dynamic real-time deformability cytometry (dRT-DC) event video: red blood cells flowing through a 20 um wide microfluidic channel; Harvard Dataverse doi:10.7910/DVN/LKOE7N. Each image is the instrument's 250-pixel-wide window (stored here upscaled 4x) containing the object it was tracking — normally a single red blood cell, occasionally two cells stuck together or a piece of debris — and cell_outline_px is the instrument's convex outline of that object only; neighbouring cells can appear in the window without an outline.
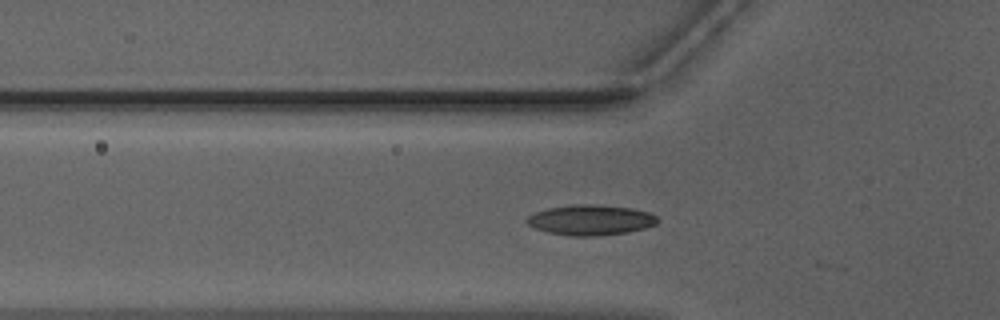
{"species": "Egyptian fruit bat (a non-hibernating species)", "species_latin": "Rousettus aegyptiacus", "temperature_condition": "warm", "stored_images_in_passage": 29, "camera_frame_rate_fps": 3000, "um_per_image_px": 0.085, "animal": {"sex": "male"}, "frame": {"image": 1, "passage_image": 12, "time_ms": 3.667, "image_size_px": [1000, 320], "cell_outline_px": [[660, 220], [656, 224], [644, 228], [628, 232], [600, 236], [568, 236], [548, 232], [536, 228], [528, 224], [524, 220], [528, 216], [536, 212], [548, 208], [576, 204], [592, 204], [632, 208], [648, 212], [656, 216]], "centroid_in_image_um": [50.21, 18.7], "position_along_channel_um": 75.6, "area_um2": 23.12}}
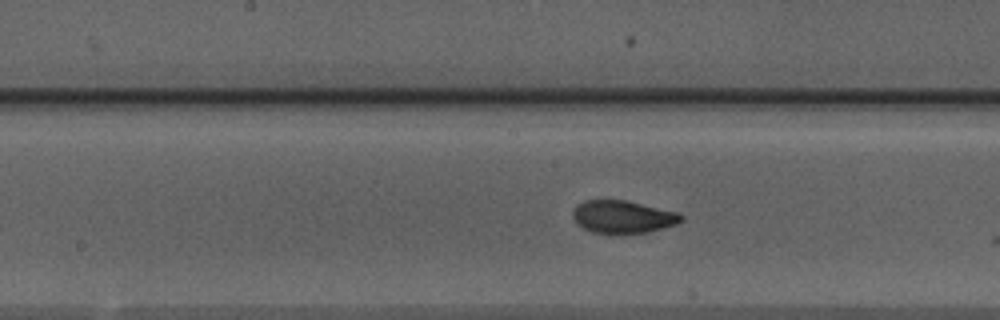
{"frame": {"image": 2, "passage_image": 21, "time_ms": 6.667, "image_size_px": [1000, 320], "cell_outline_px": [[684, 220], [676, 224], [648, 232], [620, 236], [612, 236], [592, 232], [576, 224], [572, 216], [572, 212], [576, 204], [584, 200], [624, 200], [676, 212], [684, 216]], "centroid_in_image_um": [52.89, 18.47], "position_along_channel_um": 195.3, "area_um2": 21.21}}
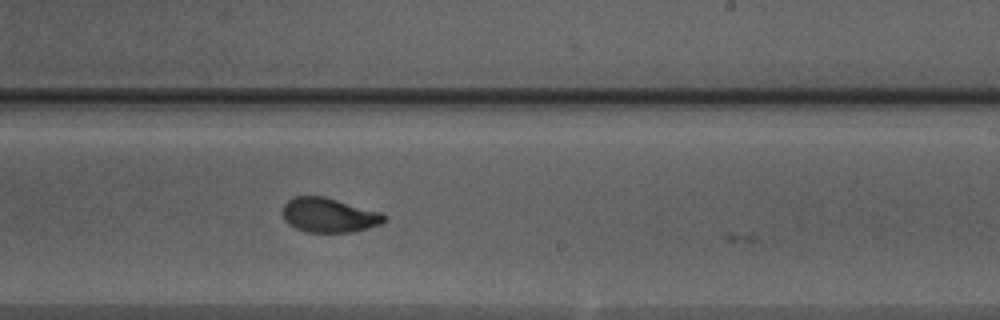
{"frame": {"image": 3, "passage_image": 26, "time_ms": 8.333, "image_size_px": [1000, 320], "cell_outline_px": [[388, 220], [380, 224], [368, 228], [352, 232], [308, 232], [296, 228], [288, 224], [284, 220], [284, 204], [292, 196], [324, 196], [380, 212], [388, 216]], "centroid_in_image_um": [27.98, 18.29], "position_along_channel_um": 261.0, "area_um2": 20.4}}